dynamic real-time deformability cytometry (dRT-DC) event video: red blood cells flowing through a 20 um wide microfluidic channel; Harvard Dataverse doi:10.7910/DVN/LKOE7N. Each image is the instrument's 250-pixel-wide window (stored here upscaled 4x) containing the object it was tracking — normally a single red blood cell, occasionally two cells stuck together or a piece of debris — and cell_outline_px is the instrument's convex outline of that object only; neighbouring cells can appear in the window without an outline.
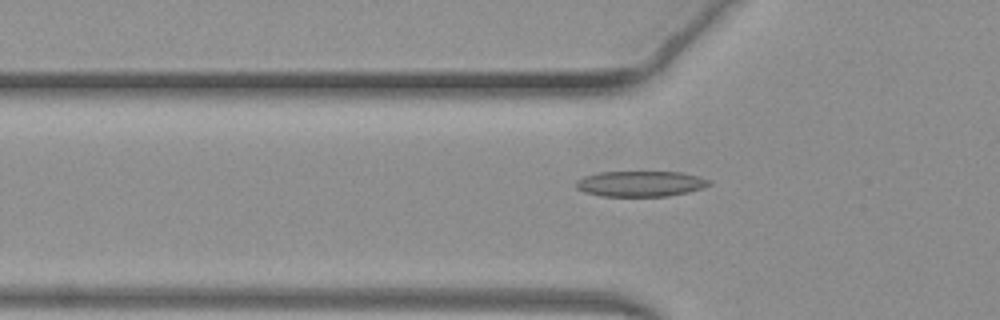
{"species": "common noctule bat (a hibernating species)", "species_latin": "Nyctalus noctula", "temperature_condition": "warm", "stored_images_in_passage": 48, "camera_frame_rate_fps": 3000, "um_per_image_px": 0.085, "animal": {"sex": "female", "body_mass_g": 19.3, "forearm_length_mm": 54.1}, "frame": {"image": 1, "passage_image": 17, "time_ms": 5.333, "image_size_px": [1000, 320], "cell_outline_px": [[712, 184], [688, 192], [668, 196], [600, 196], [584, 192], [576, 188], [576, 180], [584, 176], [596, 172], [680, 172], [700, 176], [712, 180]], "centroid_in_image_um": [54.44, 15.61], "position_along_channel_um": 71.4, "area_um2": 20.0}}
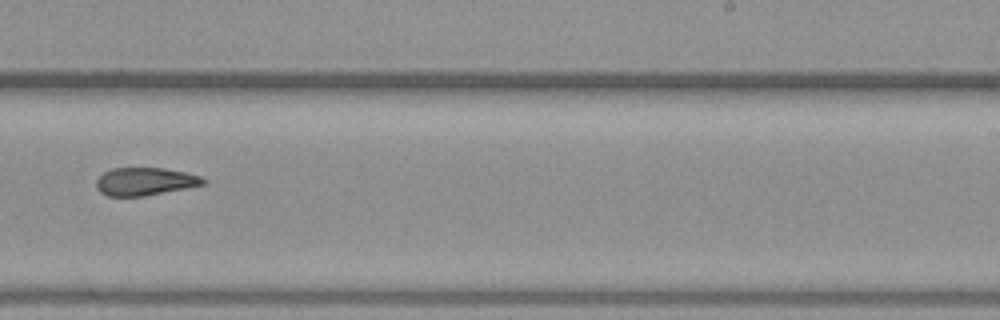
{"frame": {"image": 2, "passage_image": 32, "time_ms": 10.333, "image_size_px": [1000, 320], "cell_outline_px": [[208, 180], [204, 184], [144, 196], [108, 196], [100, 192], [96, 188], [96, 180], [104, 172], [112, 168], [164, 168], [184, 172], [200, 176]], "centroid_in_image_um": [12.3, 15.42], "position_along_channel_um": 276.7, "area_um2": 17.22}}
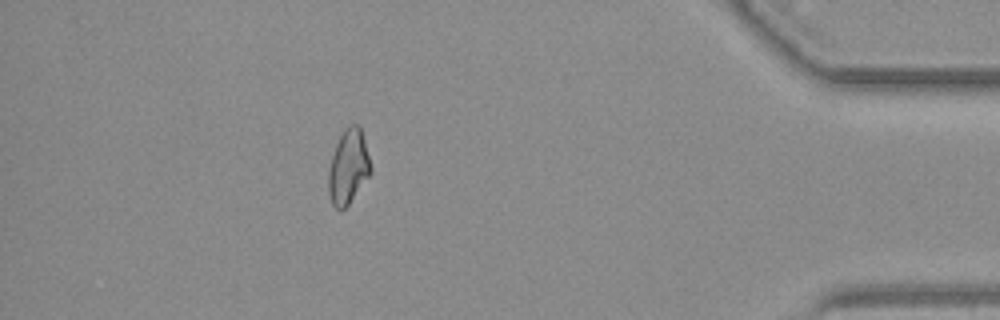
{"frame": {"image": 3, "passage_image": 45, "time_ms": 14.667, "image_size_px": [1000, 320], "cell_outline_px": [[372, 172], [348, 204], [340, 212], [332, 204], [328, 192], [328, 168], [336, 144], [344, 128], [352, 124], [360, 124], [372, 168]], "centroid_in_image_um": [29.6, 14.18], "position_along_channel_um": 405.6, "area_um2": 18.38}, "authors_computed_cell_mechanics": {"area_um2": 18.3804, "velocity_mm_per_s": 4.0936, "shape_relaxation_time_tau1_ms": 7.9618, "shape_relaxation_time_tau2_ms": 2.7121, "deformation_change_tau1": 0.1887, "deformation_change_tau2": 0.1062}}